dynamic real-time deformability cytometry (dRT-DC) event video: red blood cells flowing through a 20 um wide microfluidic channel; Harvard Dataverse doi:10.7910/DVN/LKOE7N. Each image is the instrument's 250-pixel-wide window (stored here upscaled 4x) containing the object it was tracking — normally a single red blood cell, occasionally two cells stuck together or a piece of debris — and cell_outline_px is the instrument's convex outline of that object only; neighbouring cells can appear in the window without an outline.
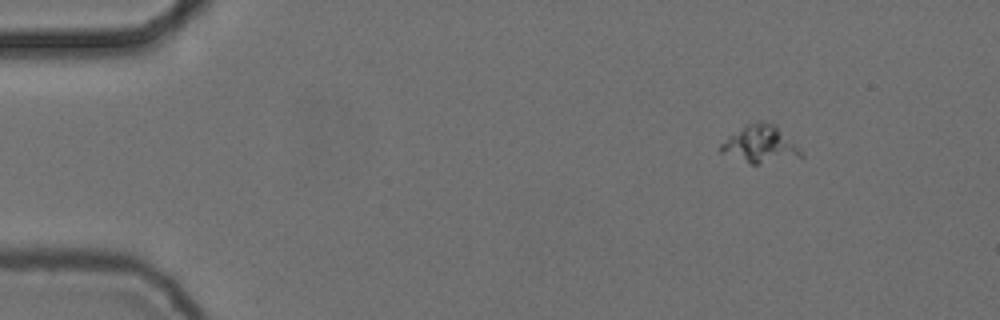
{"species": "common noctule bat (a hibernating species)", "species_latin": "Nyctalus noctula", "temperature_condition": "cold", "stored_images_in_passage": 15, "camera_frame_rate_fps": 3000, "um_per_image_px": 0.085, "animal": {"sex": "female", "body_mass_g": 24.6, "forearm_length_mm": 56.2}, "frame": {"image": 1, "passage_image": 1, "time_ms": 0.0, "image_size_px": [1000, 320], "cell_outline_px": [[804, 156], [756, 164], [752, 164], [720, 152], [720, 144], [728, 136], [748, 124], [760, 120], [764, 120], [776, 124], [804, 152]], "centroid_in_image_um": [64.64, 12.23], "position_along_channel_um": 20.4, "area_um2": 17.34}}
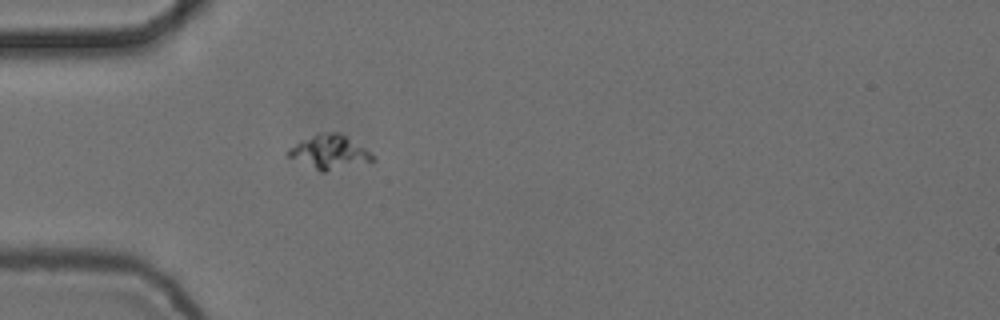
{"frame": {"image": 2, "passage_image": 11, "time_ms": 3.333, "image_size_px": [1000, 320], "cell_outline_px": [[376, 160], [324, 172], [320, 172], [288, 156], [288, 148], [300, 140], [316, 132], [340, 132], [364, 148]], "centroid_in_image_um": [27.95, 12.9], "position_along_channel_um": 57.1, "area_um2": 16.53}}